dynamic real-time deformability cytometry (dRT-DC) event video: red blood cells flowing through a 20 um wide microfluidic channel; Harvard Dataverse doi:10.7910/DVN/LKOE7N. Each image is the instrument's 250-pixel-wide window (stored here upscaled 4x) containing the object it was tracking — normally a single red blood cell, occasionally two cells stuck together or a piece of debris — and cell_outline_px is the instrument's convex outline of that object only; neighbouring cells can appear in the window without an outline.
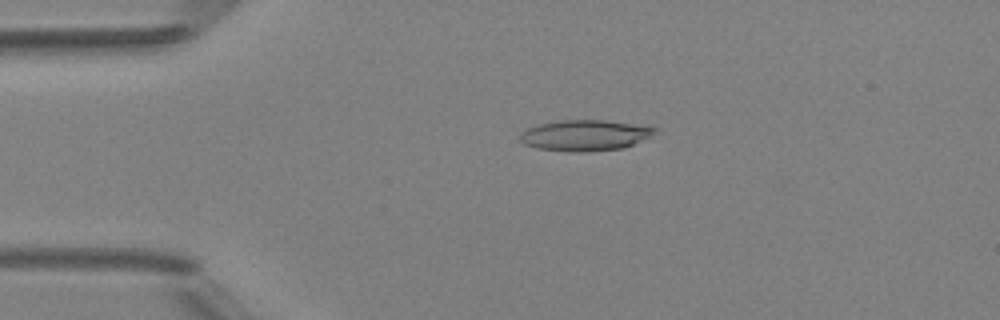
{"species": "Egyptian fruit bat (a non-hibernating species)", "species_latin": "Rousettus aegyptiacus", "temperature_condition": "room temperature", "stored_images_in_passage": 49, "camera_frame_rate_fps": 3000, "um_per_image_px": 0.085, "animal": {"sex": "female"}, "frame": {"image": 1, "passage_image": 11, "time_ms": 3.333, "image_size_px": [1000, 320], "cell_outline_px": [[656, 132], [624, 148], [588, 152], [572, 152], [536, 148], [524, 144], [520, 140], [520, 136], [528, 128], [536, 124], [556, 120], [604, 120], [632, 124], [656, 128]], "centroid_in_image_um": [49.65, 11.5], "position_along_channel_um": 35.3, "area_um2": 24.04}}
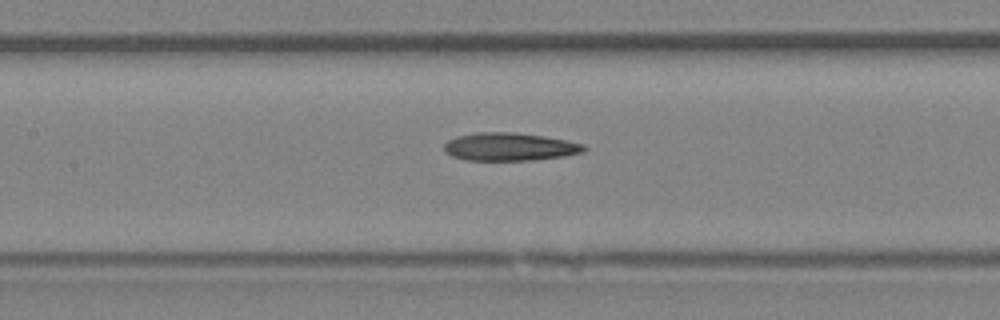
{"frame": {"image": 2, "passage_image": 23, "time_ms": 7.333, "image_size_px": [1000, 320], "cell_outline_px": [[588, 148], [584, 152], [564, 156], [532, 160], [464, 160], [452, 156], [444, 148], [444, 144], [448, 140], [456, 136], [476, 132], [512, 132], [544, 136], [584, 144]], "centroid_in_image_um": [43.32, 12.47], "position_along_channel_um": 164.1, "area_um2": 22.77}}
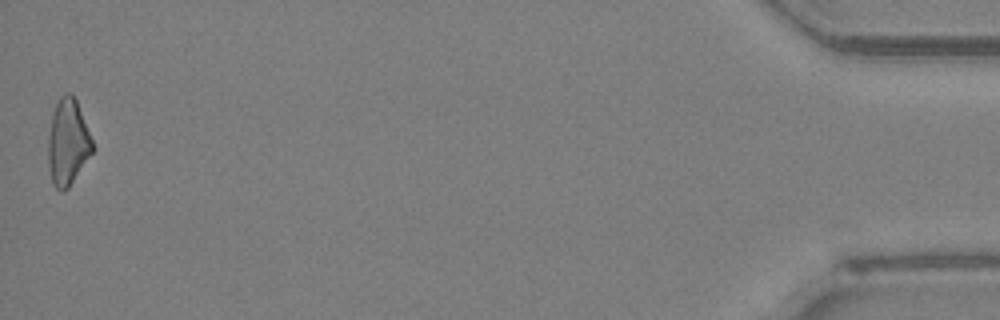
{"frame": {"image": 3, "passage_image": 49, "time_ms": 16.0, "image_size_px": [1000, 320], "cell_outline_px": [[92, 152], [68, 188], [64, 192], [60, 192], [52, 184], [48, 164], [48, 136], [52, 112], [60, 96], [64, 92], [68, 92], [76, 100], [92, 140]], "centroid_in_image_um": [5.72, 12.11], "position_along_channel_um": 429.5, "area_um2": 22.02}}